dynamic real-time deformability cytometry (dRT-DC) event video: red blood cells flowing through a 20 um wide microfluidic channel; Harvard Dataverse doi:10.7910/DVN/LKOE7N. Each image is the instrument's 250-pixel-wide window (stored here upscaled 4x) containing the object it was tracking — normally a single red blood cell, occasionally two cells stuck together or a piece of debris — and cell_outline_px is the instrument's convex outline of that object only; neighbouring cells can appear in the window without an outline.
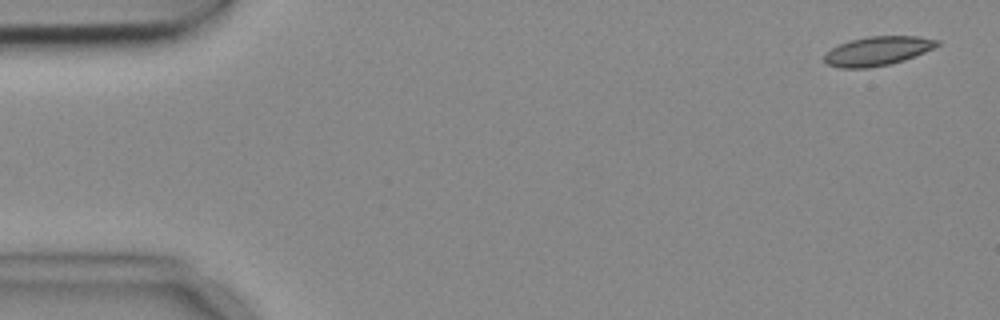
{"species": "common noctule bat (a hibernating species)", "species_latin": "Nyctalus noctula", "temperature_condition": "cold", "stored_images_in_passage": 5, "camera_frame_rate_fps": 3000, "um_per_image_px": 0.085, "animal": {"sex": "female", "body_mass_g": 18.4}, "frame": {"image": 1, "passage_image": 1, "time_ms": 0.0, "image_size_px": [1000, 320], "cell_outline_px": [[940, 44], [924, 52], [904, 60], [892, 64], [868, 68], [840, 68], [824, 64], [824, 56], [832, 48], [848, 40], [868, 36], [916, 36], [940, 40]], "centroid_in_image_um": [74.57, 4.34], "position_along_channel_um": 10.4, "area_um2": 19.19}}
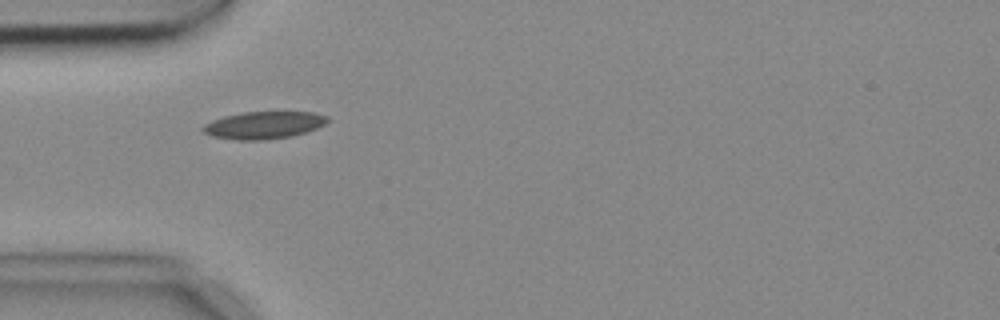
{"frame": {"image": 2, "passage_image": 4, "time_ms": 1.0, "image_size_px": [1000, 320], "cell_outline_px": [[328, 120], [324, 124], [316, 128], [292, 136], [264, 140], [236, 140], [212, 136], [200, 132], [200, 128], [204, 124], [212, 120], [224, 116], [240, 112], [312, 112], [328, 116]], "centroid_in_image_um": [22.35, 10.64], "position_along_channel_um": 62.7, "area_um2": 19.94}}